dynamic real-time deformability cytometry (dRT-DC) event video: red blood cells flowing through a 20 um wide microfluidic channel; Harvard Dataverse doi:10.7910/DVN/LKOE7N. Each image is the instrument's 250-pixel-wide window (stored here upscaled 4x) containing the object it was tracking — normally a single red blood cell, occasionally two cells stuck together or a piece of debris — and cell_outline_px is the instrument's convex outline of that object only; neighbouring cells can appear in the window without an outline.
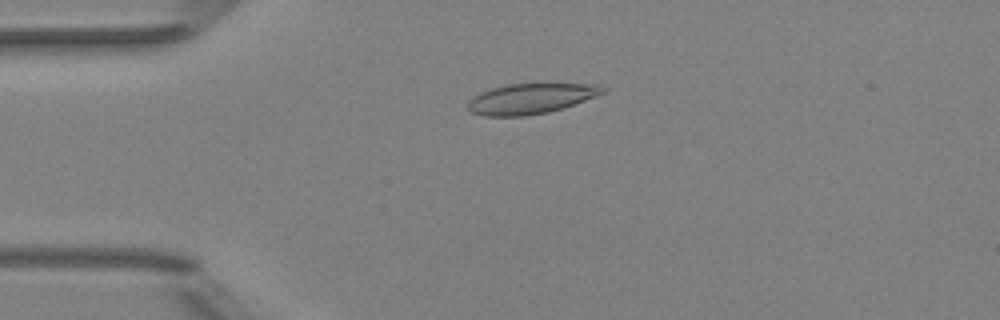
{"species": "Egyptian fruit bat (a non-hibernating species)", "species_latin": "Rousettus aegyptiacus", "temperature_condition": "room temperature", "stored_images_in_passage": 6, "camera_frame_rate_fps": 3000, "um_per_image_px": 0.085, "animal": {"sex": "female"}, "frame": {"image": 1, "passage_image": 1, "time_ms": 0.0, "image_size_px": [1000, 320], "cell_outline_px": [[608, 88], [604, 92], [596, 96], [548, 112], [524, 116], [484, 116], [472, 112], [468, 108], [468, 100], [472, 96], [480, 92], [492, 88], [508, 84], [544, 80], [548, 80], [596, 84]], "centroid_in_image_um": [45.16, 8.31], "position_along_channel_um": 39.8, "area_um2": 24.91}}
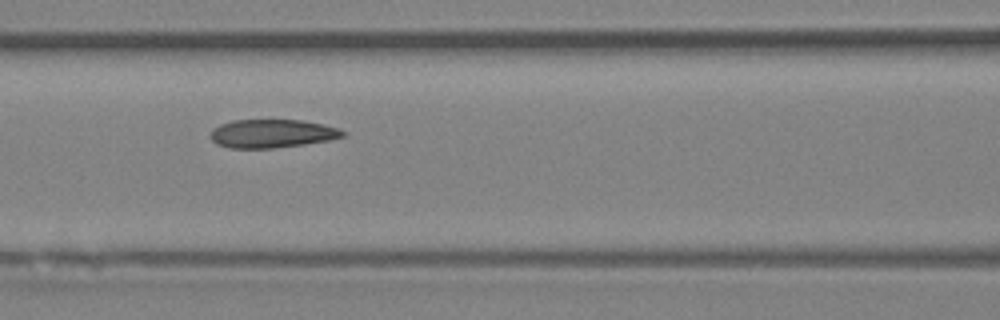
{"frame": {"image": 2, "passage_image": 4, "time_ms": 3.333, "image_size_px": [1000, 320], "cell_outline_px": [[344, 136], [332, 140], [304, 144], [272, 148], [228, 148], [216, 144], [208, 136], [220, 124], [232, 120], [304, 120], [324, 124], [340, 128], [344, 132]], "centroid_in_image_um": [23.14, 11.35], "position_along_channel_um": 143.5, "area_um2": 22.02}}
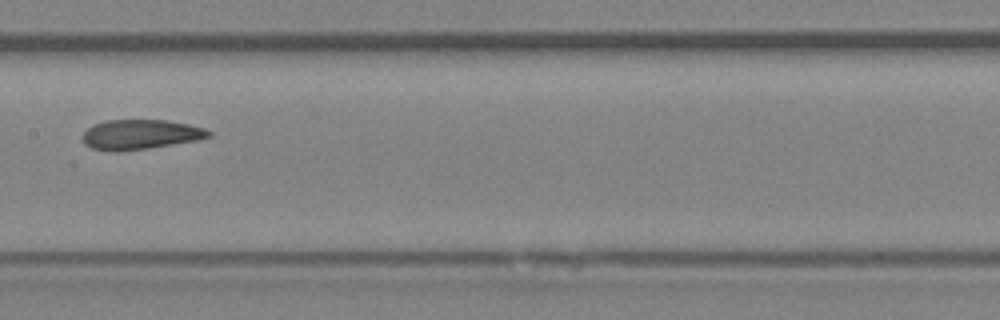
{"frame": {"image": 3, "passage_image": 5, "time_ms": 4.667, "image_size_px": [1000, 320], "cell_outline_px": [[212, 136], [196, 140], [148, 148], [120, 152], [112, 152], [92, 148], [84, 144], [80, 136], [88, 128], [96, 124], [108, 120], [168, 120], [188, 124], [204, 128], [212, 132]], "centroid_in_image_um": [11.91, 11.44], "position_along_channel_um": 195.5, "area_um2": 21.96}}